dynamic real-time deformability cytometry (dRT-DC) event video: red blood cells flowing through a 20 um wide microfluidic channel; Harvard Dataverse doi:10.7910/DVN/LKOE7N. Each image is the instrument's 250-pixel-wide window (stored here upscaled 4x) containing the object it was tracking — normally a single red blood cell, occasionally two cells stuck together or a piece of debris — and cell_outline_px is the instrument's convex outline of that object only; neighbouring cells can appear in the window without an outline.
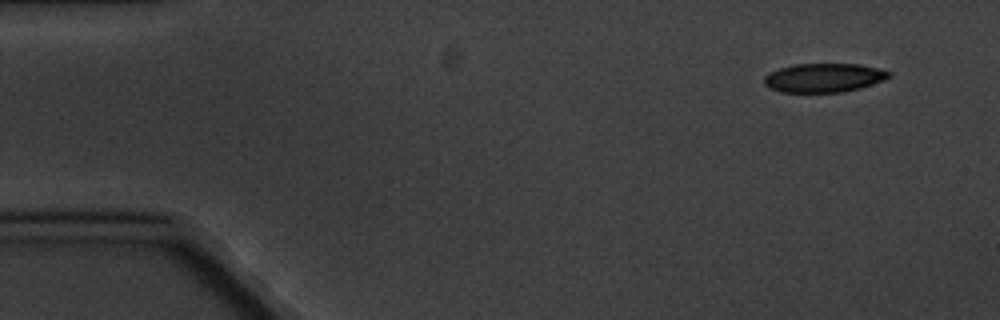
{"species": "common noctule bat (a hibernating species)", "species_latin": "Nyctalus noctula", "temperature_condition": "cold", "stored_images_in_passage": 9, "camera_frame_rate_fps": 3000, "um_per_image_px": 0.085, "animal": {"sex": "male", "body_mass_g": 20.1, "forearm_length_mm": 53.5}, "frame": {"image": 1, "passage_image": 1, "time_ms": 0.0, "image_size_px": [1000, 320], "cell_outline_px": [[892, 76], [884, 80], [860, 88], [844, 92], [780, 92], [768, 88], [764, 84], [764, 76], [780, 68], [792, 64], [860, 64], [892, 72]], "centroid_in_image_um": [70.03, 6.61], "position_along_channel_um": 15.0, "area_um2": 21.1}}
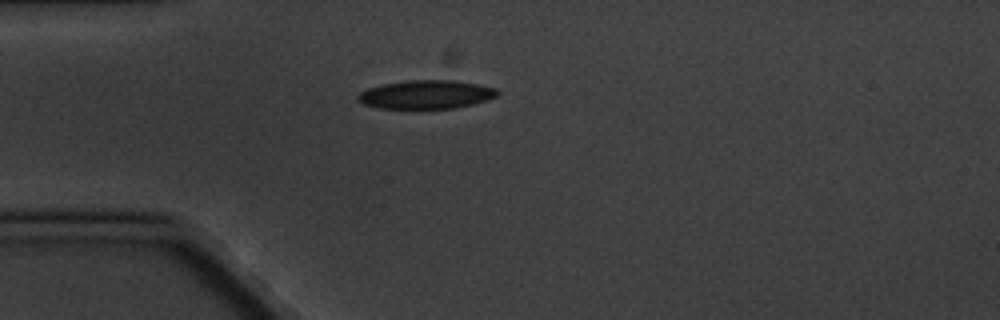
{"frame": {"image": 2, "passage_image": 4, "time_ms": 3.667, "image_size_px": [1000, 320], "cell_outline_px": [[500, 92], [496, 96], [488, 100], [456, 108], [380, 108], [364, 104], [356, 100], [356, 96], [360, 92], [368, 88], [384, 84], [412, 80], [452, 80], [476, 84], [496, 88]], "centroid_in_image_um": [36.22, 8.03], "position_along_channel_um": 48.8, "area_um2": 23.06}}